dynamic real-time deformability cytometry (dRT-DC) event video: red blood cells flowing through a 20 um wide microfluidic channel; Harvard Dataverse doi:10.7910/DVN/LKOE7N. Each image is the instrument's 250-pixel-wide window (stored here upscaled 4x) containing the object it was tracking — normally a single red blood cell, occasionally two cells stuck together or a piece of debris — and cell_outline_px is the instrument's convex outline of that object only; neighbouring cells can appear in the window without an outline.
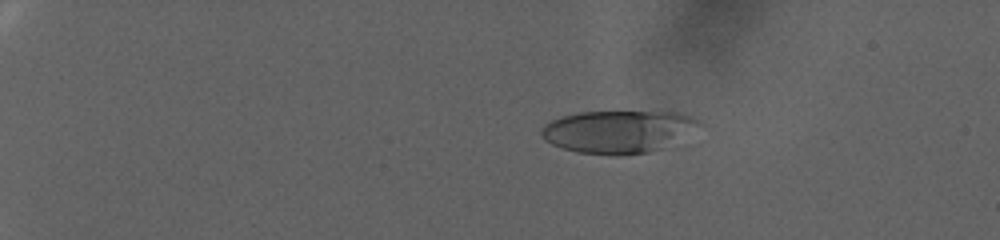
{"species": "human", "species_latin": "Homo sapiens", "temperature_condition": "warm", "stored_images_in_passage": 78, "camera_frame_rate_fps": 3000, "um_per_image_px": 0.085, "donor": {"sex": "female"}, "frame": {"image": 1, "passage_image": 18, "time_ms": 5.667, "image_size_px": [1000, 240], "cell_outline_px": [[704, 124], [660, 148], [648, 152], [616, 156], [576, 152], [552, 144], [544, 140], [540, 132], [540, 128], [544, 124], [560, 116], [580, 112], [676, 112], [700, 120]], "centroid_in_image_um": [52.47, 11.18], "position_along_channel_um": 32.5, "area_um2": 38.84}}
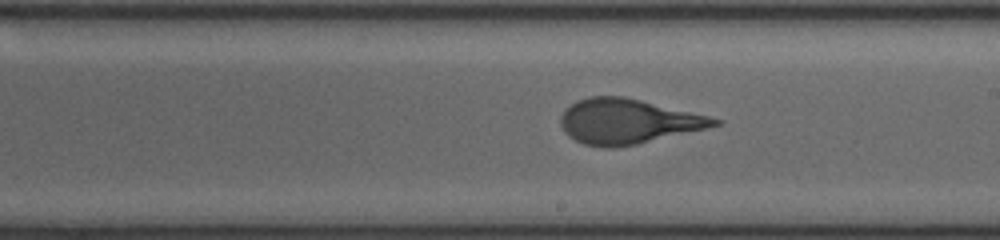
{"frame": {"image": 2, "passage_image": 51, "time_ms": 16.667, "image_size_px": [1000, 240], "cell_outline_px": [[724, 120], [720, 124], [704, 128], [636, 144], [612, 148], [604, 148], [584, 144], [568, 136], [564, 132], [560, 124], [560, 116], [576, 100], [588, 96], [624, 96], [708, 116]], "centroid_in_image_um": [53.3, 10.31], "position_along_channel_um": 235.7, "area_um2": 39.71}}
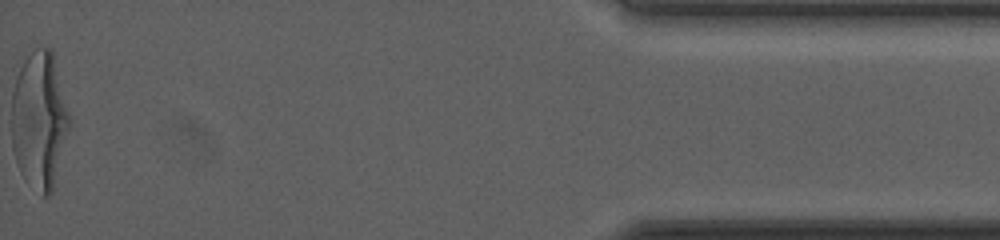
{"frame": {"image": 3, "passage_image": 78, "time_ms": 25.667, "image_size_px": [1000, 240], "cell_outline_px": [[72, 120], [52, 192], [48, 196], [44, 196], [24, 180], [20, 172], [12, 148], [12, 92], [16, 76], [24, 60], [32, 48], [52, 48]], "centroid_in_image_um": [3.36, 10.19], "position_along_channel_um": 431.8, "area_um2": 46.76}, "authors_computed_cell_mechanics": {"area_um2": 40.0843, "velocity_mm_per_s": 2.9153, "shape_relaxation_time_tau1_ms": 7.2739, "shape_relaxation_time_tau2_ms": null, "deformation_change_tau1": 0.2795, "deformation_change_tau2": null}}